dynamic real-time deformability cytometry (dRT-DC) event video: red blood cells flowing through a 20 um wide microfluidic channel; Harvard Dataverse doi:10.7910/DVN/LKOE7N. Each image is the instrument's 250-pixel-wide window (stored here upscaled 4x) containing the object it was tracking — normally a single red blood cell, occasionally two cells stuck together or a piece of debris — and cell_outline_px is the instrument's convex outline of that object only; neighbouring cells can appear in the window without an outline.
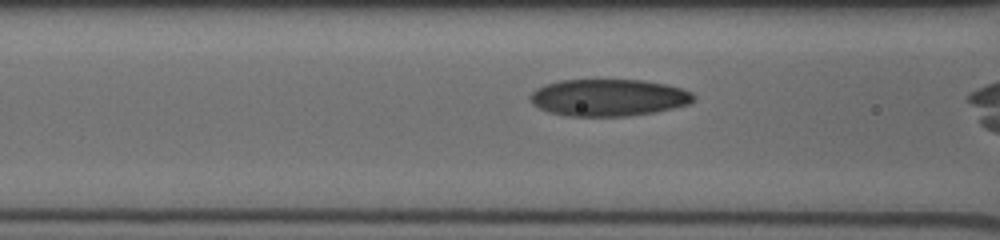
{"species": "human", "species_latin": "Homo sapiens", "temperature_condition": "cold", "stored_images_in_passage": 33, "camera_frame_rate_fps": 3000, "um_per_image_px": 0.085, "donor": {"sex": "male"}, "frame": {"image": 1, "passage_image": 14, "time_ms": 4.333, "image_size_px": [1000, 240], "cell_outline_px": [[696, 100], [688, 104], [656, 112], [628, 116], [568, 116], [548, 112], [532, 104], [528, 96], [536, 88], [544, 84], [560, 80], [644, 80], [684, 88], [692, 92], [696, 96]], "centroid_in_image_um": [51.73, 8.29], "position_along_channel_um": 114.9, "area_um2": 35.55}}
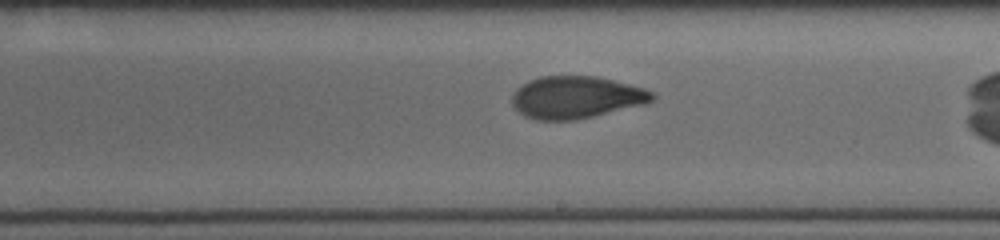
{"frame": {"image": 2, "passage_image": 23, "time_ms": 7.333, "image_size_px": [1000, 240], "cell_outline_px": [[656, 96], [652, 100], [644, 104], [576, 120], [536, 120], [524, 116], [512, 108], [512, 92], [516, 88], [528, 80], [540, 76], [596, 76], [644, 88], [652, 92]], "centroid_in_image_um": [48.9, 8.27], "position_along_channel_um": 240.1, "area_um2": 34.62}}
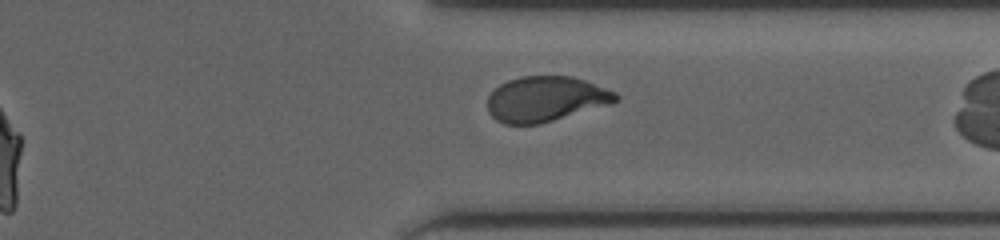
{"frame": {"image": 3, "passage_image": 32, "time_ms": 10.333, "image_size_px": [1000, 240], "cell_outline_px": [[620, 96], [612, 104], [540, 124], [504, 124], [496, 120], [488, 112], [488, 96], [500, 84], [508, 80], [520, 76], [572, 76], [584, 80], [616, 92]], "centroid_in_image_um": [46.39, 8.42], "position_along_channel_um": 365.0, "area_um2": 33.87}}